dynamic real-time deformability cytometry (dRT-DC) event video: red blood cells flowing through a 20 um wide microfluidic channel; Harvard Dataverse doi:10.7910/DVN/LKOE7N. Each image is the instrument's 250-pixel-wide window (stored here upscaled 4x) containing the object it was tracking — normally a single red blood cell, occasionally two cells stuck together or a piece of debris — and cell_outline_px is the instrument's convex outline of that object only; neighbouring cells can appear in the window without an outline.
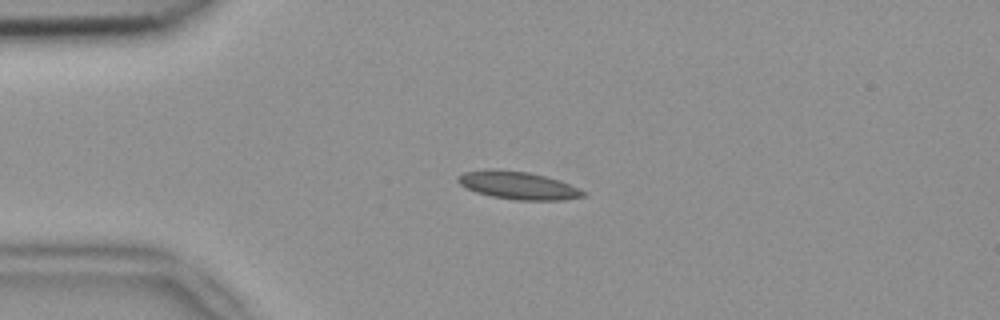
{"species": "common noctule bat (a hibernating species)", "species_latin": "Nyctalus noctula", "temperature_condition": "room temperature", "stored_images_in_passage": 4, "camera_frame_rate_fps": 3000, "um_per_image_px": 0.085, "animal": {"sex": "female", "body_mass_g": 18.4}, "frame": {"image": 1, "passage_image": 3, "time_ms": 0.667, "image_size_px": [1000, 320], "cell_outline_px": [[588, 196], [564, 200], [516, 200], [492, 196], [476, 192], [460, 184], [456, 180], [456, 176], [464, 172], [488, 168], [528, 172], [560, 180], [588, 192]], "centroid_in_image_um": [44.06, 15.75], "position_along_channel_um": 40.9, "area_um2": 20.46}}